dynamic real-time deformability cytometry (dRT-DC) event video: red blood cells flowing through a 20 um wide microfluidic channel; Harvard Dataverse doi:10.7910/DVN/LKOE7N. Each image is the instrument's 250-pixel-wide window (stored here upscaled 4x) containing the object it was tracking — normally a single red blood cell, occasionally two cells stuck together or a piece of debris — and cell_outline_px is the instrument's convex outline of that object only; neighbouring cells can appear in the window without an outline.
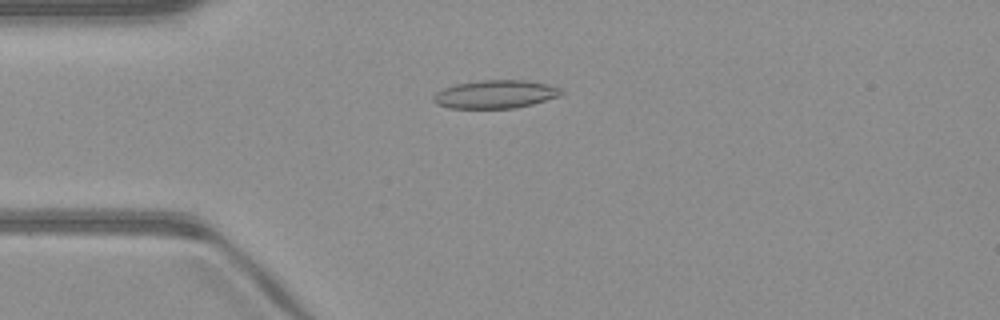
{"species": "common noctule bat (a hibernating species)", "species_latin": "Nyctalus noctula", "temperature_condition": "warm", "stored_images_in_passage": 38, "camera_frame_rate_fps": 3000, "um_per_image_px": 0.085, "animal": {"sex": "male", "body_mass_g": 23.1, "forearm_length_mm": 52.7}, "frame": {"image": 1, "passage_image": 1, "time_ms": 0.0, "image_size_px": [1000, 320], "cell_outline_px": [[564, 92], [560, 96], [532, 104], [516, 108], [448, 108], [436, 104], [432, 100], [432, 96], [436, 92], [444, 88], [456, 84], [484, 80], [528, 80], [548, 84], [560, 88]], "centroid_in_image_um": [42.11, 8.01], "position_along_channel_um": 42.9, "area_um2": 21.1}}
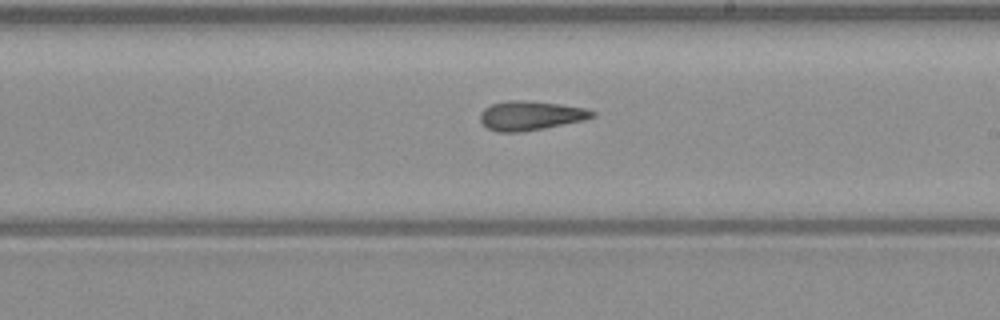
{"frame": {"image": 2, "passage_image": 17, "time_ms": 5.333, "image_size_px": [1000, 320], "cell_outline_px": [[596, 116], [584, 120], [544, 128], [520, 132], [496, 132], [488, 128], [480, 120], [480, 112], [484, 108], [492, 104], [508, 100], [524, 100], [560, 104], [588, 108], [596, 112]], "centroid_in_image_um": [45.11, 9.82], "position_along_channel_um": 243.9, "area_um2": 19.19}}
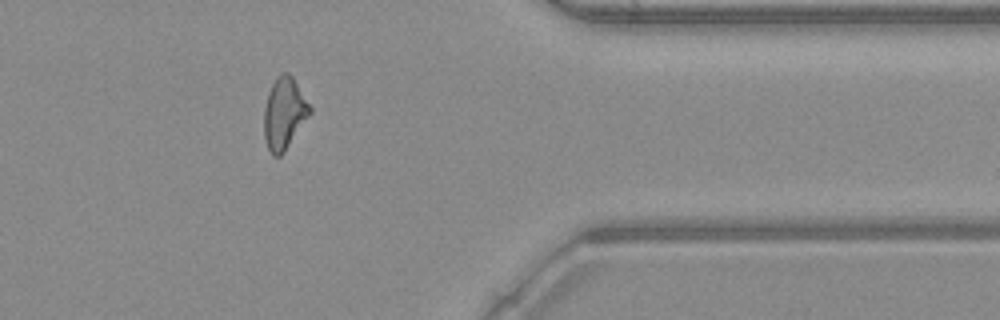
{"frame": {"image": 3, "passage_image": 29, "time_ms": 9.333, "image_size_px": [1000, 320], "cell_outline_px": [[312, 112], [284, 152], [280, 156], [272, 156], [268, 148], [264, 136], [264, 108], [268, 92], [276, 76], [280, 72], [288, 72], [292, 76], [312, 108]], "centroid_in_image_um": [24.15, 9.62], "position_along_channel_um": 387.2, "area_um2": 19.19}, "authors_computed_cell_mechanics": {"area_um2": 18.9584, "velocity_mm_per_s": 4.0985, "shape_relaxation_time_tau1_ms": null, "shape_relaxation_time_tau2_ms": 4.2933, "deformation_change_tau1": null, "deformation_change_tau2": 0.1367}}